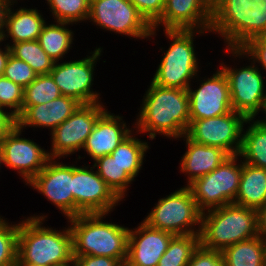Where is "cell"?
Here are the masks:
<instances>
[{
	"instance_id": "obj_1",
	"label": "cell",
	"mask_w": 266,
	"mask_h": 266,
	"mask_svg": "<svg viewBox=\"0 0 266 266\" xmlns=\"http://www.w3.org/2000/svg\"><path fill=\"white\" fill-rule=\"evenodd\" d=\"M142 103L135 123L136 132H148L152 140L156 133L176 139L186 135L190 125L187 90L161 87L151 82Z\"/></svg>"
},
{
	"instance_id": "obj_20",
	"label": "cell",
	"mask_w": 266,
	"mask_h": 266,
	"mask_svg": "<svg viewBox=\"0 0 266 266\" xmlns=\"http://www.w3.org/2000/svg\"><path fill=\"white\" fill-rule=\"evenodd\" d=\"M82 104L74 98L60 96L45 104L22 106L21 114L15 119L23 130L27 127H49L51 132L69 118Z\"/></svg>"
},
{
	"instance_id": "obj_35",
	"label": "cell",
	"mask_w": 266,
	"mask_h": 266,
	"mask_svg": "<svg viewBox=\"0 0 266 266\" xmlns=\"http://www.w3.org/2000/svg\"><path fill=\"white\" fill-rule=\"evenodd\" d=\"M23 93L24 88L20 85L0 76V108H9V113L14 119L22 112Z\"/></svg>"
},
{
	"instance_id": "obj_50",
	"label": "cell",
	"mask_w": 266,
	"mask_h": 266,
	"mask_svg": "<svg viewBox=\"0 0 266 266\" xmlns=\"http://www.w3.org/2000/svg\"><path fill=\"white\" fill-rule=\"evenodd\" d=\"M256 4H258L260 1L265 2L266 0H253Z\"/></svg>"
},
{
	"instance_id": "obj_27",
	"label": "cell",
	"mask_w": 266,
	"mask_h": 266,
	"mask_svg": "<svg viewBox=\"0 0 266 266\" xmlns=\"http://www.w3.org/2000/svg\"><path fill=\"white\" fill-rule=\"evenodd\" d=\"M250 122H252L251 125ZM247 123L250 126L243 133L239 155L244 157L243 162L266 169V127L258 124L254 119H247L245 124Z\"/></svg>"
},
{
	"instance_id": "obj_46",
	"label": "cell",
	"mask_w": 266,
	"mask_h": 266,
	"mask_svg": "<svg viewBox=\"0 0 266 266\" xmlns=\"http://www.w3.org/2000/svg\"><path fill=\"white\" fill-rule=\"evenodd\" d=\"M118 266H137V265L131 263V262L126 258V259L120 260L119 263H118Z\"/></svg>"
},
{
	"instance_id": "obj_13",
	"label": "cell",
	"mask_w": 266,
	"mask_h": 266,
	"mask_svg": "<svg viewBox=\"0 0 266 266\" xmlns=\"http://www.w3.org/2000/svg\"><path fill=\"white\" fill-rule=\"evenodd\" d=\"M101 48H96L91 56H87L78 61L55 62L50 71L61 94L74 98L82 105L100 102V95L92 91L93 72L95 62L101 55ZM98 58V59H97Z\"/></svg>"
},
{
	"instance_id": "obj_48",
	"label": "cell",
	"mask_w": 266,
	"mask_h": 266,
	"mask_svg": "<svg viewBox=\"0 0 266 266\" xmlns=\"http://www.w3.org/2000/svg\"><path fill=\"white\" fill-rule=\"evenodd\" d=\"M15 266H44V265H35L30 263H16Z\"/></svg>"
},
{
	"instance_id": "obj_22",
	"label": "cell",
	"mask_w": 266,
	"mask_h": 266,
	"mask_svg": "<svg viewBox=\"0 0 266 266\" xmlns=\"http://www.w3.org/2000/svg\"><path fill=\"white\" fill-rule=\"evenodd\" d=\"M187 151L181 157L180 171L188 174V184L195 179L215 170L229 155L222 149L199 144L190 140L186 135Z\"/></svg>"
},
{
	"instance_id": "obj_2",
	"label": "cell",
	"mask_w": 266,
	"mask_h": 266,
	"mask_svg": "<svg viewBox=\"0 0 266 266\" xmlns=\"http://www.w3.org/2000/svg\"><path fill=\"white\" fill-rule=\"evenodd\" d=\"M46 216L20 221L16 263L53 266L74 259L70 226L61 232L42 226Z\"/></svg>"
},
{
	"instance_id": "obj_15",
	"label": "cell",
	"mask_w": 266,
	"mask_h": 266,
	"mask_svg": "<svg viewBox=\"0 0 266 266\" xmlns=\"http://www.w3.org/2000/svg\"><path fill=\"white\" fill-rule=\"evenodd\" d=\"M21 132L22 130L15 124L0 145L3 165L16 169L27 185L51 158L49 152L34 141L20 138Z\"/></svg>"
},
{
	"instance_id": "obj_47",
	"label": "cell",
	"mask_w": 266,
	"mask_h": 266,
	"mask_svg": "<svg viewBox=\"0 0 266 266\" xmlns=\"http://www.w3.org/2000/svg\"><path fill=\"white\" fill-rule=\"evenodd\" d=\"M53 266H75V261L74 259L67 261L65 263L62 264H57V265H53Z\"/></svg>"
},
{
	"instance_id": "obj_5",
	"label": "cell",
	"mask_w": 266,
	"mask_h": 266,
	"mask_svg": "<svg viewBox=\"0 0 266 266\" xmlns=\"http://www.w3.org/2000/svg\"><path fill=\"white\" fill-rule=\"evenodd\" d=\"M259 236L257 210L234 203L202 212L200 244L223 251L243 240Z\"/></svg>"
},
{
	"instance_id": "obj_8",
	"label": "cell",
	"mask_w": 266,
	"mask_h": 266,
	"mask_svg": "<svg viewBox=\"0 0 266 266\" xmlns=\"http://www.w3.org/2000/svg\"><path fill=\"white\" fill-rule=\"evenodd\" d=\"M240 155H230L215 170L195 179L188 185L198 208L206 210L234 203L242 173Z\"/></svg>"
},
{
	"instance_id": "obj_17",
	"label": "cell",
	"mask_w": 266,
	"mask_h": 266,
	"mask_svg": "<svg viewBox=\"0 0 266 266\" xmlns=\"http://www.w3.org/2000/svg\"><path fill=\"white\" fill-rule=\"evenodd\" d=\"M54 160L51 158L28 185L43 194L70 219L73 218V165Z\"/></svg>"
},
{
	"instance_id": "obj_14",
	"label": "cell",
	"mask_w": 266,
	"mask_h": 266,
	"mask_svg": "<svg viewBox=\"0 0 266 266\" xmlns=\"http://www.w3.org/2000/svg\"><path fill=\"white\" fill-rule=\"evenodd\" d=\"M252 66L242 68H221L226 73L229 81L230 101L234 111L244 115L247 119H255L266 97L265 85L261 70L253 61Z\"/></svg>"
},
{
	"instance_id": "obj_31",
	"label": "cell",
	"mask_w": 266,
	"mask_h": 266,
	"mask_svg": "<svg viewBox=\"0 0 266 266\" xmlns=\"http://www.w3.org/2000/svg\"><path fill=\"white\" fill-rule=\"evenodd\" d=\"M94 167H97V173L112 189V191L122 200L126 189L134 180L111 155H105L95 160Z\"/></svg>"
},
{
	"instance_id": "obj_11",
	"label": "cell",
	"mask_w": 266,
	"mask_h": 266,
	"mask_svg": "<svg viewBox=\"0 0 266 266\" xmlns=\"http://www.w3.org/2000/svg\"><path fill=\"white\" fill-rule=\"evenodd\" d=\"M95 167L73 165V217L80 214H109L121 199L99 176Z\"/></svg>"
},
{
	"instance_id": "obj_39",
	"label": "cell",
	"mask_w": 266,
	"mask_h": 266,
	"mask_svg": "<svg viewBox=\"0 0 266 266\" xmlns=\"http://www.w3.org/2000/svg\"><path fill=\"white\" fill-rule=\"evenodd\" d=\"M152 26L162 15L165 0H129Z\"/></svg>"
},
{
	"instance_id": "obj_30",
	"label": "cell",
	"mask_w": 266,
	"mask_h": 266,
	"mask_svg": "<svg viewBox=\"0 0 266 266\" xmlns=\"http://www.w3.org/2000/svg\"><path fill=\"white\" fill-rule=\"evenodd\" d=\"M199 245L200 234L174 236L160 258L158 266H187Z\"/></svg>"
},
{
	"instance_id": "obj_44",
	"label": "cell",
	"mask_w": 266,
	"mask_h": 266,
	"mask_svg": "<svg viewBox=\"0 0 266 266\" xmlns=\"http://www.w3.org/2000/svg\"><path fill=\"white\" fill-rule=\"evenodd\" d=\"M5 46V50H2L0 48V76H3L4 68L6 66L9 55L11 54L9 44Z\"/></svg>"
},
{
	"instance_id": "obj_9",
	"label": "cell",
	"mask_w": 266,
	"mask_h": 266,
	"mask_svg": "<svg viewBox=\"0 0 266 266\" xmlns=\"http://www.w3.org/2000/svg\"><path fill=\"white\" fill-rule=\"evenodd\" d=\"M87 20L103 30L134 38H150L156 33L129 0H90Z\"/></svg>"
},
{
	"instance_id": "obj_36",
	"label": "cell",
	"mask_w": 266,
	"mask_h": 266,
	"mask_svg": "<svg viewBox=\"0 0 266 266\" xmlns=\"http://www.w3.org/2000/svg\"><path fill=\"white\" fill-rule=\"evenodd\" d=\"M3 76L15 84L20 85L22 88H25L35 80L37 74L28 63L10 54L4 68Z\"/></svg>"
},
{
	"instance_id": "obj_49",
	"label": "cell",
	"mask_w": 266,
	"mask_h": 266,
	"mask_svg": "<svg viewBox=\"0 0 266 266\" xmlns=\"http://www.w3.org/2000/svg\"><path fill=\"white\" fill-rule=\"evenodd\" d=\"M1 164H3V159H2V148L0 145V166H1Z\"/></svg>"
},
{
	"instance_id": "obj_16",
	"label": "cell",
	"mask_w": 266,
	"mask_h": 266,
	"mask_svg": "<svg viewBox=\"0 0 266 266\" xmlns=\"http://www.w3.org/2000/svg\"><path fill=\"white\" fill-rule=\"evenodd\" d=\"M197 88L187 89L189 95L190 120L208 119L230 113L233 109L230 101L229 81L220 67L212 77L203 80Z\"/></svg>"
},
{
	"instance_id": "obj_28",
	"label": "cell",
	"mask_w": 266,
	"mask_h": 266,
	"mask_svg": "<svg viewBox=\"0 0 266 266\" xmlns=\"http://www.w3.org/2000/svg\"><path fill=\"white\" fill-rule=\"evenodd\" d=\"M148 149L147 142L133 137L131 133L110 155L134 179L142 168L145 152Z\"/></svg>"
},
{
	"instance_id": "obj_12",
	"label": "cell",
	"mask_w": 266,
	"mask_h": 266,
	"mask_svg": "<svg viewBox=\"0 0 266 266\" xmlns=\"http://www.w3.org/2000/svg\"><path fill=\"white\" fill-rule=\"evenodd\" d=\"M101 102L81 105L69 118L51 132L50 158L57 160L81 150L98 118L106 111Z\"/></svg>"
},
{
	"instance_id": "obj_29",
	"label": "cell",
	"mask_w": 266,
	"mask_h": 266,
	"mask_svg": "<svg viewBox=\"0 0 266 266\" xmlns=\"http://www.w3.org/2000/svg\"><path fill=\"white\" fill-rule=\"evenodd\" d=\"M11 55L28 63L37 75L50 74L55 61L41 48L37 40L9 45Z\"/></svg>"
},
{
	"instance_id": "obj_42",
	"label": "cell",
	"mask_w": 266,
	"mask_h": 266,
	"mask_svg": "<svg viewBox=\"0 0 266 266\" xmlns=\"http://www.w3.org/2000/svg\"><path fill=\"white\" fill-rule=\"evenodd\" d=\"M16 2L17 1L13 0H0V43L2 42V38L5 33L4 29L9 8Z\"/></svg>"
},
{
	"instance_id": "obj_25",
	"label": "cell",
	"mask_w": 266,
	"mask_h": 266,
	"mask_svg": "<svg viewBox=\"0 0 266 266\" xmlns=\"http://www.w3.org/2000/svg\"><path fill=\"white\" fill-rule=\"evenodd\" d=\"M225 266H266V241L260 236L243 240L222 251Z\"/></svg>"
},
{
	"instance_id": "obj_10",
	"label": "cell",
	"mask_w": 266,
	"mask_h": 266,
	"mask_svg": "<svg viewBox=\"0 0 266 266\" xmlns=\"http://www.w3.org/2000/svg\"><path fill=\"white\" fill-rule=\"evenodd\" d=\"M247 118L232 110L230 113L201 120H190L186 136L193 142L238 155L242 147L243 125Z\"/></svg>"
},
{
	"instance_id": "obj_34",
	"label": "cell",
	"mask_w": 266,
	"mask_h": 266,
	"mask_svg": "<svg viewBox=\"0 0 266 266\" xmlns=\"http://www.w3.org/2000/svg\"><path fill=\"white\" fill-rule=\"evenodd\" d=\"M19 223L10 225L0 216V266H15Z\"/></svg>"
},
{
	"instance_id": "obj_26",
	"label": "cell",
	"mask_w": 266,
	"mask_h": 266,
	"mask_svg": "<svg viewBox=\"0 0 266 266\" xmlns=\"http://www.w3.org/2000/svg\"><path fill=\"white\" fill-rule=\"evenodd\" d=\"M71 23L58 22L56 24L46 23L43 25L37 41L46 54L55 62H59L68 50L72 47L73 31L66 25Z\"/></svg>"
},
{
	"instance_id": "obj_19",
	"label": "cell",
	"mask_w": 266,
	"mask_h": 266,
	"mask_svg": "<svg viewBox=\"0 0 266 266\" xmlns=\"http://www.w3.org/2000/svg\"><path fill=\"white\" fill-rule=\"evenodd\" d=\"M175 235L151 228L143 221L137 228L129 229L127 259L137 266H158Z\"/></svg>"
},
{
	"instance_id": "obj_37",
	"label": "cell",
	"mask_w": 266,
	"mask_h": 266,
	"mask_svg": "<svg viewBox=\"0 0 266 266\" xmlns=\"http://www.w3.org/2000/svg\"><path fill=\"white\" fill-rule=\"evenodd\" d=\"M225 51L232 53L236 57L244 55L249 59L250 56L253 62L258 61L257 63L266 70V34L251 39L240 49L226 48Z\"/></svg>"
},
{
	"instance_id": "obj_3",
	"label": "cell",
	"mask_w": 266,
	"mask_h": 266,
	"mask_svg": "<svg viewBox=\"0 0 266 266\" xmlns=\"http://www.w3.org/2000/svg\"><path fill=\"white\" fill-rule=\"evenodd\" d=\"M210 32L224 37L227 48L240 49L251 39L266 34V1L212 0Z\"/></svg>"
},
{
	"instance_id": "obj_40",
	"label": "cell",
	"mask_w": 266,
	"mask_h": 266,
	"mask_svg": "<svg viewBox=\"0 0 266 266\" xmlns=\"http://www.w3.org/2000/svg\"><path fill=\"white\" fill-rule=\"evenodd\" d=\"M75 266H118L119 260L106 256L84 255L74 257Z\"/></svg>"
},
{
	"instance_id": "obj_33",
	"label": "cell",
	"mask_w": 266,
	"mask_h": 266,
	"mask_svg": "<svg viewBox=\"0 0 266 266\" xmlns=\"http://www.w3.org/2000/svg\"><path fill=\"white\" fill-rule=\"evenodd\" d=\"M55 22L77 23L88 19L90 0H46Z\"/></svg>"
},
{
	"instance_id": "obj_24",
	"label": "cell",
	"mask_w": 266,
	"mask_h": 266,
	"mask_svg": "<svg viewBox=\"0 0 266 266\" xmlns=\"http://www.w3.org/2000/svg\"><path fill=\"white\" fill-rule=\"evenodd\" d=\"M234 204L256 210L266 204V169L242 161L239 191Z\"/></svg>"
},
{
	"instance_id": "obj_41",
	"label": "cell",
	"mask_w": 266,
	"mask_h": 266,
	"mask_svg": "<svg viewBox=\"0 0 266 266\" xmlns=\"http://www.w3.org/2000/svg\"><path fill=\"white\" fill-rule=\"evenodd\" d=\"M15 124L16 121L12 115L0 108V143Z\"/></svg>"
},
{
	"instance_id": "obj_38",
	"label": "cell",
	"mask_w": 266,
	"mask_h": 266,
	"mask_svg": "<svg viewBox=\"0 0 266 266\" xmlns=\"http://www.w3.org/2000/svg\"><path fill=\"white\" fill-rule=\"evenodd\" d=\"M187 266H225V262L221 251L208 249L200 244Z\"/></svg>"
},
{
	"instance_id": "obj_6",
	"label": "cell",
	"mask_w": 266,
	"mask_h": 266,
	"mask_svg": "<svg viewBox=\"0 0 266 266\" xmlns=\"http://www.w3.org/2000/svg\"><path fill=\"white\" fill-rule=\"evenodd\" d=\"M164 32L173 42L164 52L152 82L161 87L187 90L191 86L190 79L196 77L199 72L198 58L193 44L196 30H164Z\"/></svg>"
},
{
	"instance_id": "obj_21",
	"label": "cell",
	"mask_w": 266,
	"mask_h": 266,
	"mask_svg": "<svg viewBox=\"0 0 266 266\" xmlns=\"http://www.w3.org/2000/svg\"><path fill=\"white\" fill-rule=\"evenodd\" d=\"M122 116H115L106 111L98 118L93 131L82 149L95 161L97 158L110 155L118 145L133 131L126 127Z\"/></svg>"
},
{
	"instance_id": "obj_18",
	"label": "cell",
	"mask_w": 266,
	"mask_h": 266,
	"mask_svg": "<svg viewBox=\"0 0 266 266\" xmlns=\"http://www.w3.org/2000/svg\"><path fill=\"white\" fill-rule=\"evenodd\" d=\"M212 18V0H165L161 17L152 25L163 30H195L209 32Z\"/></svg>"
},
{
	"instance_id": "obj_23",
	"label": "cell",
	"mask_w": 266,
	"mask_h": 266,
	"mask_svg": "<svg viewBox=\"0 0 266 266\" xmlns=\"http://www.w3.org/2000/svg\"><path fill=\"white\" fill-rule=\"evenodd\" d=\"M11 7L13 6L9 8L5 23L4 31L7 32L4 33L2 41L8 37L12 43L37 40L46 23L43 15L36 9L20 8L12 11Z\"/></svg>"
},
{
	"instance_id": "obj_32",
	"label": "cell",
	"mask_w": 266,
	"mask_h": 266,
	"mask_svg": "<svg viewBox=\"0 0 266 266\" xmlns=\"http://www.w3.org/2000/svg\"><path fill=\"white\" fill-rule=\"evenodd\" d=\"M60 96L61 91L51 74L37 75L35 80L24 88L22 106L45 104Z\"/></svg>"
},
{
	"instance_id": "obj_45",
	"label": "cell",
	"mask_w": 266,
	"mask_h": 266,
	"mask_svg": "<svg viewBox=\"0 0 266 266\" xmlns=\"http://www.w3.org/2000/svg\"><path fill=\"white\" fill-rule=\"evenodd\" d=\"M260 111H264L263 113H265V115H266V97L264 98V100L262 101V106H261V108H260ZM256 122L258 123V124H260V125H262V126H264V127H266V116H265V119H263V120H256Z\"/></svg>"
},
{
	"instance_id": "obj_43",
	"label": "cell",
	"mask_w": 266,
	"mask_h": 266,
	"mask_svg": "<svg viewBox=\"0 0 266 266\" xmlns=\"http://www.w3.org/2000/svg\"><path fill=\"white\" fill-rule=\"evenodd\" d=\"M258 234L266 241V204L257 209Z\"/></svg>"
},
{
	"instance_id": "obj_7",
	"label": "cell",
	"mask_w": 266,
	"mask_h": 266,
	"mask_svg": "<svg viewBox=\"0 0 266 266\" xmlns=\"http://www.w3.org/2000/svg\"><path fill=\"white\" fill-rule=\"evenodd\" d=\"M201 221L202 211L198 208L188 186L159 199L157 205L143 220L149 227L168 231L175 236L200 234ZM195 226H198V229Z\"/></svg>"
},
{
	"instance_id": "obj_4",
	"label": "cell",
	"mask_w": 266,
	"mask_h": 266,
	"mask_svg": "<svg viewBox=\"0 0 266 266\" xmlns=\"http://www.w3.org/2000/svg\"><path fill=\"white\" fill-rule=\"evenodd\" d=\"M107 214H80L68 219L74 257L93 255L120 260L127 258L129 228L103 222Z\"/></svg>"
}]
</instances>
